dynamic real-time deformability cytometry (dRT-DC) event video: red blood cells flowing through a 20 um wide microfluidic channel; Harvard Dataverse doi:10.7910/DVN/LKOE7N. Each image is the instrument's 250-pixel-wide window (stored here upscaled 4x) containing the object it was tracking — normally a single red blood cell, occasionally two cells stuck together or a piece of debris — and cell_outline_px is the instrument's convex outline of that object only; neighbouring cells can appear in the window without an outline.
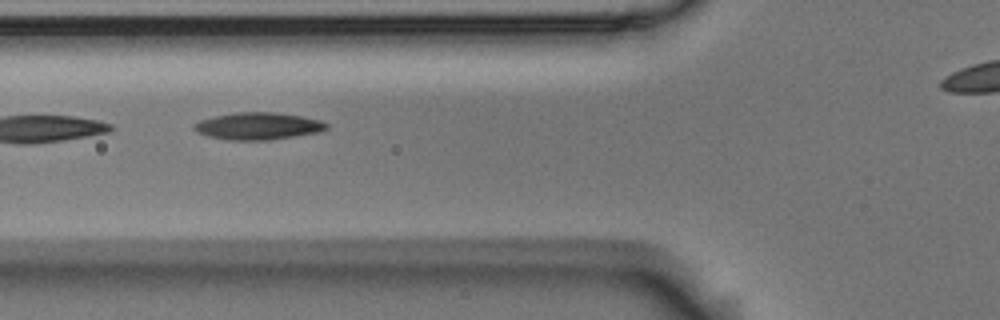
{"species": "Egyptian fruit bat (a non-hibernating species)", "species_latin": "Rousettus aegyptiacus", "temperature_condition": "room temperature", "stored_images_in_passage": 12, "camera_frame_rate_fps": 3000, "um_per_image_px": 0.085, "animal": {"sex": "male"}, "frame": {"image": 1, "passage_image": 4, "time_ms": 1.0, "image_size_px": [1000, 320], "cell_outline_px": [[328, 128], [320, 132], [268, 140], [228, 140], [208, 136], [196, 132], [192, 128], [192, 124], [200, 120], [216, 116], [236, 112], [276, 112], [300, 116], [320, 120], [328, 124]], "centroid_in_image_um": [21.91, 10.72], "position_along_channel_um": 103.9, "area_um2": 20.98}}
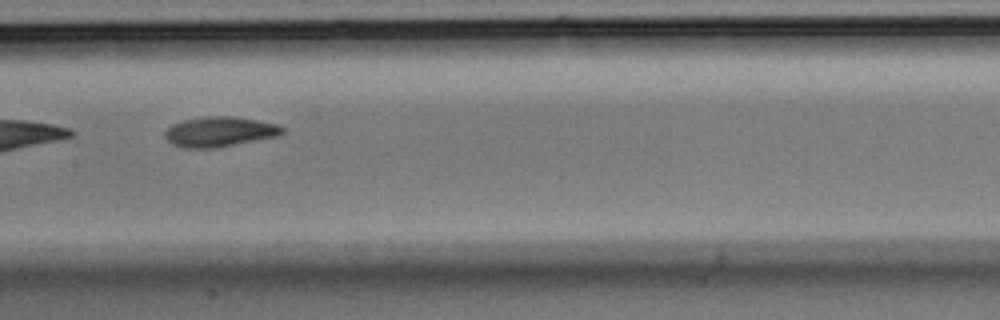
{"frame": {"image": 2, "passage_image": 6, "time_ms": 1.667, "image_size_px": [1000, 320], "cell_outline_px": [[284, 132], [280, 136], [216, 148], [180, 148], [172, 144], [164, 136], [164, 132], [172, 124], [184, 120], [208, 116], [232, 116], [256, 120], [276, 124], [284, 128]], "centroid_in_image_um": [18.66, 11.21], "position_along_channel_um": 188.7, "area_um2": 20.63}}
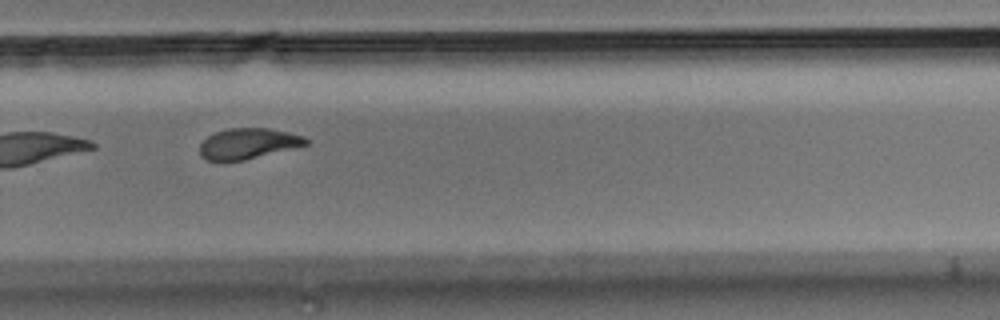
{"frame": {"image": 3, "passage_image": 9, "time_ms": 2.667, "image_size_px": [1000, 320], "cell_outline_px": [[308, 144], [244, 160], [220, 164], [208, 160], [200, 156], [200, 144], [208, 136], [216, 132], [228, 128], [268, 128], [288, 132], [304, 136], [308, 140]], "centroid_in_image_um": [21.02, 12.23], "position_along_channel_um": 308.8, "area_um2": 19.19}}